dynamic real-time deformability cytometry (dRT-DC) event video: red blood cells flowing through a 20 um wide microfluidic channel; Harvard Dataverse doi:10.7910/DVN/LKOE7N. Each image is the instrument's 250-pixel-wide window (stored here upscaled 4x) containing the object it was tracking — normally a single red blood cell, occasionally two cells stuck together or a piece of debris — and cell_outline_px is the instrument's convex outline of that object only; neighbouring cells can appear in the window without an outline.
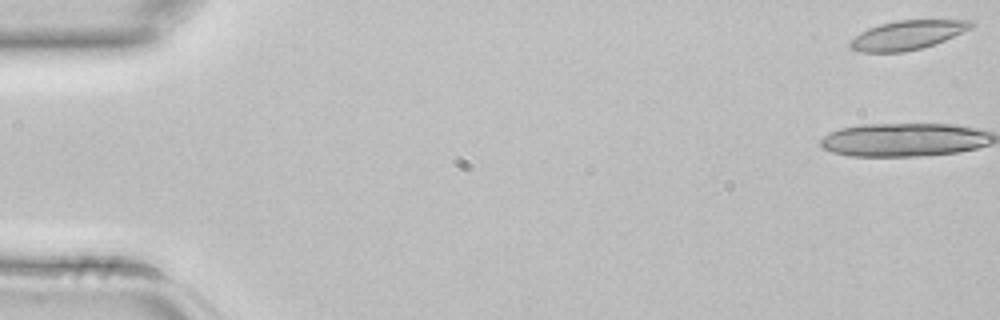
{"species": "common noctule bat (a hibernating species)", "species_latin": "Nyctalus noctula", "temperature_condition": "room temperature", "stored_images_in_passage": 4, "camera_frame_rate_fps": 3000, "um_per_image_px": 0.085, "animal": {"sex": "female", "body_mass_g": 22.7, "forearm_length_mm": 54.2}, "frame": {"image": 1, "passage_image": 1, "time_ms": 0.0, "image_size_px": [1000, 320], "cell_outline_px": [[976, 24], [972, 28], [944, 40], [920, 48], [904, 52], [860, 52], [848, 48], [848, 40], [868, 28], [880, 24], [896, 20], [972, 20]], "centroid_in_image_um": [77.08, 2.98], "position_along_channel_um": 7.9, "area_um2": 20.58}}